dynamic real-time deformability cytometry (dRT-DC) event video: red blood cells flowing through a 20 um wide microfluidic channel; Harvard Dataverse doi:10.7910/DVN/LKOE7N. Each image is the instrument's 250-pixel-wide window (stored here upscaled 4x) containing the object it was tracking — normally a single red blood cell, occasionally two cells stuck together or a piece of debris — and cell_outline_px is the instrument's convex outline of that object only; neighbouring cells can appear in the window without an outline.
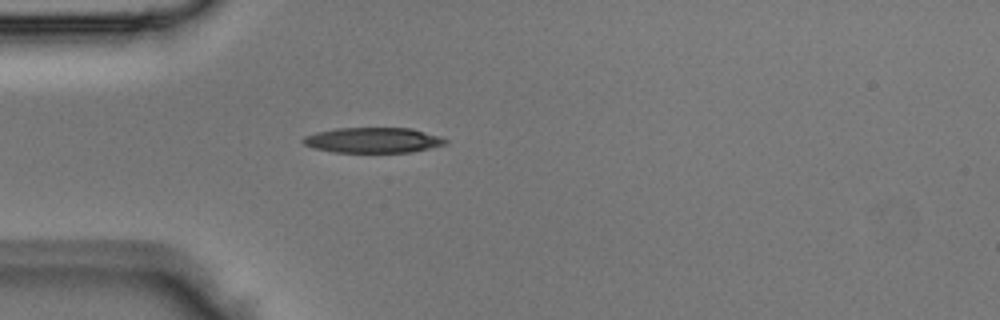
{"species": "Egyptian fruit bat (a non-hibernating species)", "species_latin": "Rousettus aegyptiacus", "temperature_condition": "room temperature", "stored_images_in_passage": 4, "camera_frame_rate_fps": 3000, "um_per_image_px": 0.085, "animal": {"sex": "male"}, "frame": {"image": 1, "passage_image": 4, "time_ms": 1.0, "image_size_px": [1000, 320], "cell_outline_px": [[448, 144], [408, 152], [332, 152], [312, 148], [304, 144], [300, 140], [304, 136], [316, 132], [336, 128], [412, 128], [440, 136], [448, 140]], "centroid_in_image_um": [31.68, 11.91], "position_along_channel_um": 53.3, "area_um2": 21.1}}